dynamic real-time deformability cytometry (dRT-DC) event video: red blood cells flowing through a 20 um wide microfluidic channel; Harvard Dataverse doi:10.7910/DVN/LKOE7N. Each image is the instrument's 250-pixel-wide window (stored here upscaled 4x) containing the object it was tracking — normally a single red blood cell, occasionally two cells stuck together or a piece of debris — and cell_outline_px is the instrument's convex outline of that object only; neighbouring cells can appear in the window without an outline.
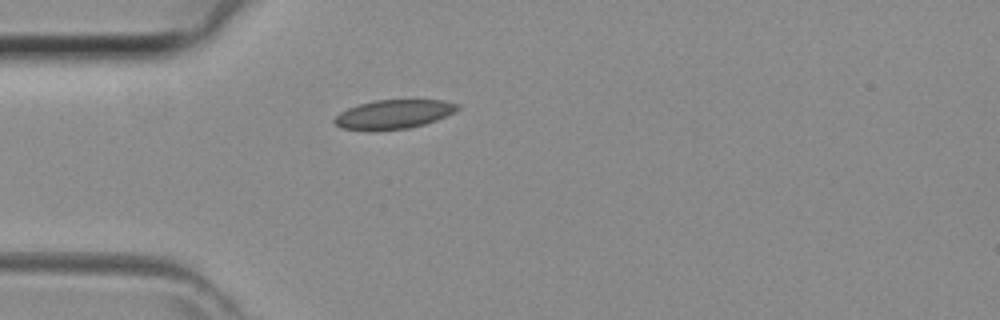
{"species": "common noctule bat (a hibernating species)", "species_latin": "Nyctalus noctula", "temperature_condition": "room temperature", "stored_images_in_passage": 32, "camera_frame_rate_fps": 3000, "um_per_image_px": 0.085, "animal": {"sex": "female", "body_mass_g": 29.2, "forearm_length_mm": 56.3}, "frame": {"image": 1, "passage_image": 1, "time_ms": 0.0, "image_size_px": [1000, 320], "cell_outline_px": [[460, 108], [436, 120], [424, 124], [408, 128], [376, 132], [368, 132], [340, 128], [332, 120], [340, 112], [348, 108], [360, 104], [376, 100], [444, 100], [460, 104]], "centroid_in_image_um": [33.41, 9.74], "position_along_channel_um": 51.6, "area_um2": 21.1}}
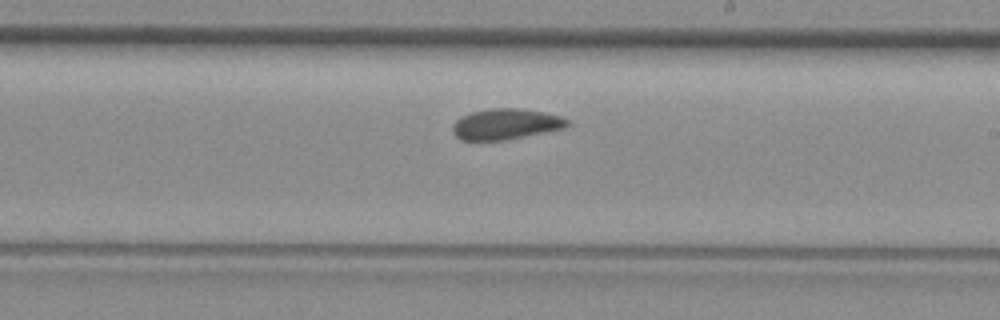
{"frame": {"image": 2, "passage_image": 14, "time_ms": 4.333, "image_size_px": [1000, 320], "cell_outline_px": [[568, 124], [564, 128], [504, 140], [460, 140], [456, 136], [452, 128], [456, 120], [472, 112], [488, 108], [516, 108], [544, 112], [564, 116], [568, 120]], "centroid_in_image_um": [43.0, 10.54], "position_along_channel_um": 246.0, "area_um2": 20.35}}
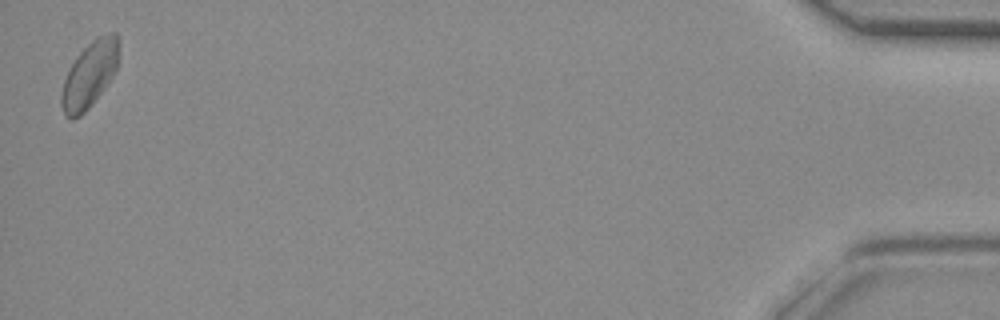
{"frame": {"image": 3, "passage_image": 32, "time_ms": 10.333, "image_size_px": [1000, 320], "cell_outline_px": [[116, 68], [112, 76], [88, 108], [80, 116], [72, 120], [64, 116], [60, 104], [60, 96], [64, 80], [76, 56], [92, 40], [100, 36], [112, 32], [116, 32]], "centroid_in_image_um": [7.53, 6.41], "position_along_channel_um": 427.7, "area_um2": 21.27}}